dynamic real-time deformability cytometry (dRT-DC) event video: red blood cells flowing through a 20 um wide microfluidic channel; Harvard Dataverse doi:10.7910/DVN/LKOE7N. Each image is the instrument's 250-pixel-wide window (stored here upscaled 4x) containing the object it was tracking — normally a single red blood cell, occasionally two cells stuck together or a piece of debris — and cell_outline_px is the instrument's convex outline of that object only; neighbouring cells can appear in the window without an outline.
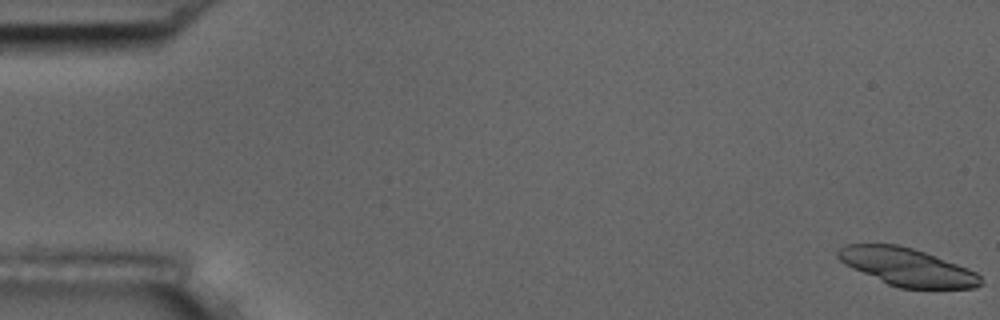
{"species": "common noctule bat (a hibernating species)", "species_latin": "Nyctalus noctula", "temperature_condition": "room temperature", "stored_images_in_passage": 55, "camera_frame_rate_fps": 3000, "um_per_image_px": 0.085, "animal": {"sex": "male", "body_mass_g": 17.5, "forearm_length_mm": 52.3}, "frame": {"image": 1, "passage_image": 1, "time_ms": 0.0, "image_size_px": [1000, 320], "cell_outline_px": [[984, 284], [976, 288], [900, 288], [888, 284], [852, 268], [844, 264], [836, 256], [836, 252], [840, 248], [848, 244], [896, 244], [912, 248], [936, 256], [968, 268], [976, 272], [980, 276]], "centroid_in_image_um": [77.12, 22.7], "position_along_channel_um": 7.9, "area_um2": 31.27}}
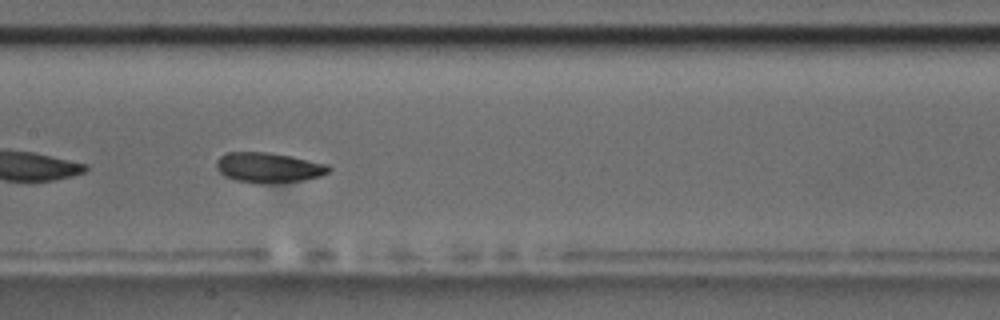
{"frame": {"image": 2, "passage_image": 28, "time_ms": 9.0, "image_size_px": [1000, 320], "cell_outline_px": [[332, 168], [328, 172], [320, 176], [304, 180], [268, 184], [252, 184], [236, 180], [224, 176], [216, 168], [216, 160], [220, 156], [228, 152], [268, 152], [292, 156], [328, 164]], "centroid_in_image_um": [22.82, 14.25], "position_along_channel_um": 184.6, "area_um2": 20.06}}
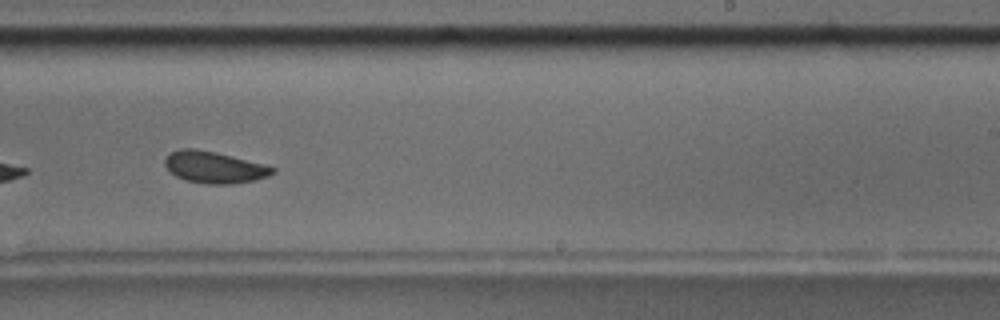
{"frame": {"image": 3, "passage_image": 35, "time_ms": 11.333, "image_size_px": [1000, 320], "cell_outline_px": [[276, 172], [268, 176], [256, 180], [232, 184], [208, 184], [184, 180], [176, 176], [164, 164], [164, 160], [168, 152], [180, 148], [196, 148], [216, 152], [264, 164], [276, 168]], "centroid_in_image_um": [18.2, 14.21], "position_along_channel_um": 270.8, "area_um2": 20.06}, "authors_computed_cell_mechanics": {"area_um2": 20.4034, "velocity_mm_per_s": 3.7071, "shape_relaxation_time_tau1_ms": 4.5687, "shape_relaxation_time_tau2_ms": 3.2805, "deformation_change_tau1": 0.1311, "deformation_change_tau2": 0.0708}}